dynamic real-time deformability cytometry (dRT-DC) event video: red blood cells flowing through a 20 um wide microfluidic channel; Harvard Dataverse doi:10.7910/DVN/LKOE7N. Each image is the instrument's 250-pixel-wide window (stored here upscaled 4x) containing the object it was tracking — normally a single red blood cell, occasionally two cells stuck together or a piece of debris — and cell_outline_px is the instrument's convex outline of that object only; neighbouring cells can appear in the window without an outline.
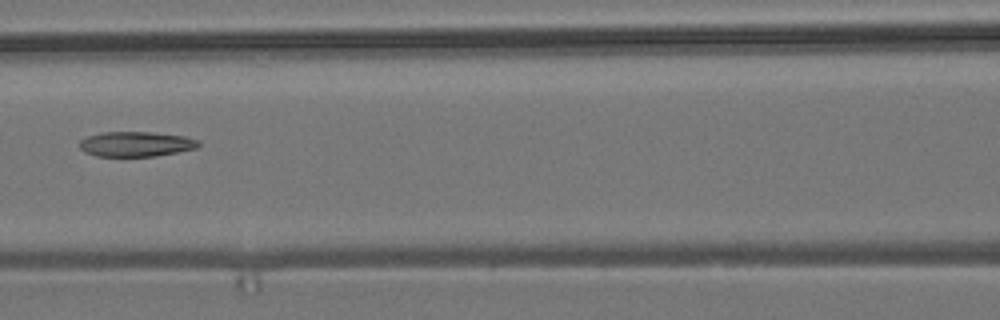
{"species": "common noctule bat (a hibernating species)", "species_latin": "Nyctalus noctula", "temperature_condition": "room temperature", "stored_images_in_passage": 10, "camera_frame_rate_fps": 3000, "um_per_image_px": 0.085, "animal": {"sex": "male", "body_mass_g": 19.2, "forearm_length_mm": 51.8}, "frame": {"image": 1, "passage_image": 7, "time_ms": 7.0, "image_size_px": [1000, 320], "cell_outline_px": [[200, 144], [196, 148], [156, 156], [96, 156], [84, 152], [80, 148], [80, 140], [88, 136], [100, 132], [152, 132], [184, 136], [200, 140]], "centroid_in_image_um": [11.55, 12.24], "position_along_channel_um": 155.0, "area_um2": 17.34}}
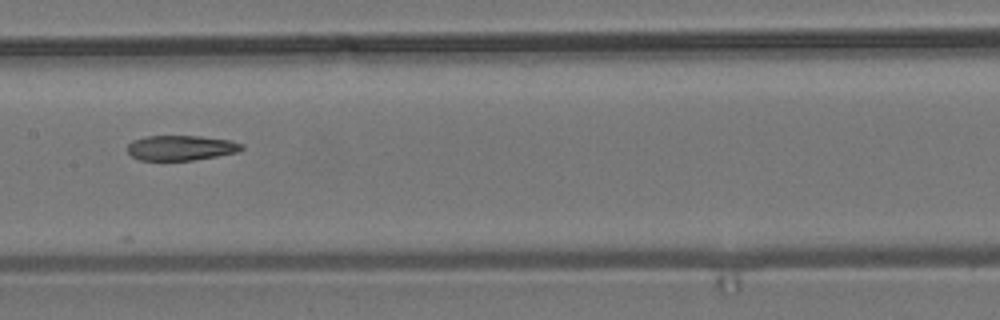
{"frame": {"image": 2, "passage_image": 8, "time_ms": 8.0, "image_size_px": [1000, 320], "cell_outline_px": [[244, 148], [240, 152], [192, 160], [140, 160], [132, 156], [128, 152], [128, 144], [132, 140], [144, 136], [200, 136], [232, 140], [244, 144]], "centroid_in_image_um": [15.41, 12.56], "position_along_channel_um": 192.0, "area_um2": 16.82}}
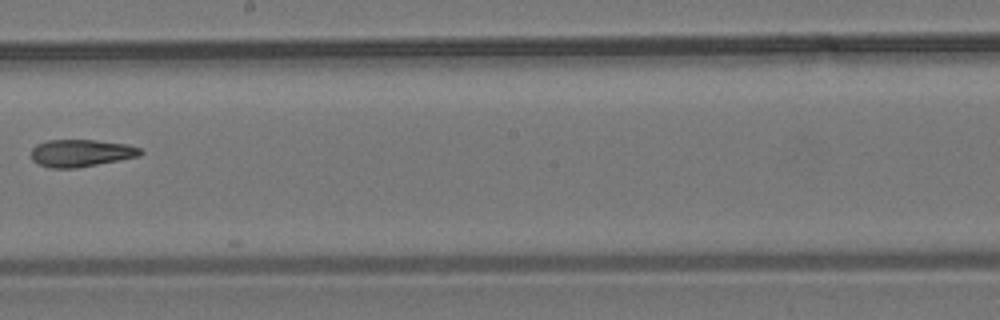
{"frame": {"image": 3, "passage_image": 9, "time_ms": 9.333, "image_size_px": [1000, 320], "cell_outline_px": [[144, 152], [140, 156], [120, 160], [76, 168], [48, 168], [32, 160], [32, 148], [36, 144], [48, 140], [96, 140], [128, 144], [140, 148]], "centroid_in_image_um": [6.91, 13.01], "position_along_channel_um": 241.3, "area_um2": 17.46}}